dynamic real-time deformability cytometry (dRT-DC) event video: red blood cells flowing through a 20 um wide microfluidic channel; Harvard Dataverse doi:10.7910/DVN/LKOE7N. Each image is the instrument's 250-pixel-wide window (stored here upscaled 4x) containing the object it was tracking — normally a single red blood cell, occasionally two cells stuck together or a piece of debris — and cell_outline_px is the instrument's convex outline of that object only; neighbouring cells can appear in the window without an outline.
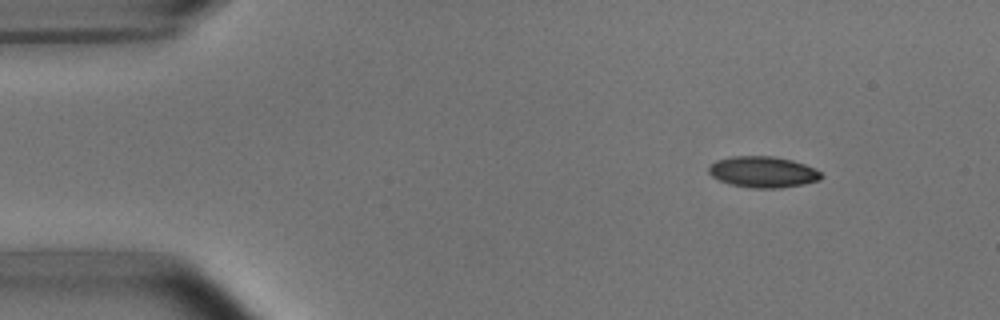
{"species": "common noctule bat (a hibernating species)", "species_latin": "Nyctalus noctula", "temperature_condition": "room temperature", "stored_images_in_passage": 4, "camera_frame_rate_fps": 3000, "um_per_image_px": 0.085, "animal": {"sex": "male", "body_mass_g": 15.6}, "frame": {"image": 1, "passage_image": 1, "time_ms": 0.0, "image_size_px": [1000, 320], "cell_outline_px": [[824, 176], [820, 180], [804, 184], [780, 188], [752, 188], [728, 184], [712, 176], [708, 172], [708, 164], [716, 160], [732, 156], [772, 156], [792, 160], [816, 168]], "centroid_in_image_um": [64.84, 14.62], "position_along_channel_um": 20.2, "area_um2": 20.63}}